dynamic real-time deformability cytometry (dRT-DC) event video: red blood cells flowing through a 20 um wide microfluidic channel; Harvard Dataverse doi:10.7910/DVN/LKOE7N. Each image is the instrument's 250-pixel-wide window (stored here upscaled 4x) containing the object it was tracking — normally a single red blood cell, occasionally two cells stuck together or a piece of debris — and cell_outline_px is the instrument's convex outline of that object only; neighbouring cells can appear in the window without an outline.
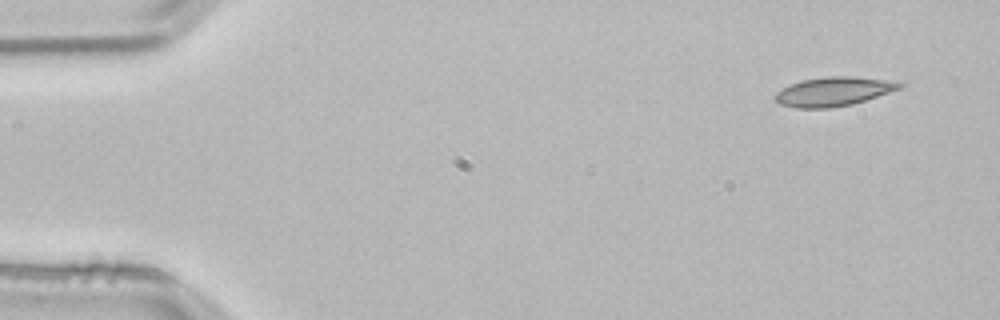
{"species": "common noctule bat (a hibernating species)", "species_latin": "Nyctalus noctula", "temperature_condition": "room temperature", "stored_images_in_passage": 4, "camera_frame_rate_fps": 3000, "um_per_image_px": 0.085, "animal": {"sex": "male", "body_mass_g": 21.5, "forearm_length_mm": 52.0}, "frame": {"image": 1, "passage_image": 1, "time_ms": 0.0, "image_size_px": [1000, 320], "cell_outline_px": [[904, 88], [852, 104], [828, 108], [796, 108], [780, 104], [772, 96], [776, 92], [800, 80], [828, 76], [852, 76], [884, 80], [904, 84]], "centroid_in_image_um": [70.84, 7.78], "position_along_channel_um": 14.2, "area_um2": 20.98}}
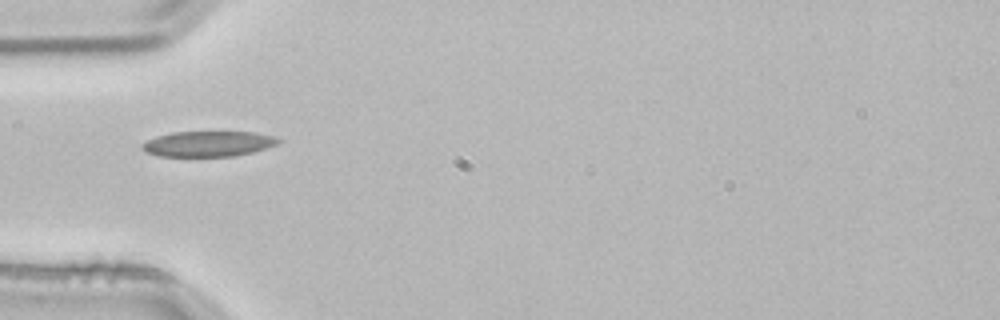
{"frame": {"image": 2, "passage_image": 4, "time_ms": 1.0, "image_size_px": [1000, 320], "cell_outline_px": [[284, 140], [276, 144], [252, 152], [236, 156], [160, 156], [148, 152], [140, 148], [140, 144], [156, 136], [172, 132], [256, 132], [272, 136]], "centroid_in_image_um": [17.69, 12.22], "position_along_channel_um": 67.3, "area_um2": 20.11}}